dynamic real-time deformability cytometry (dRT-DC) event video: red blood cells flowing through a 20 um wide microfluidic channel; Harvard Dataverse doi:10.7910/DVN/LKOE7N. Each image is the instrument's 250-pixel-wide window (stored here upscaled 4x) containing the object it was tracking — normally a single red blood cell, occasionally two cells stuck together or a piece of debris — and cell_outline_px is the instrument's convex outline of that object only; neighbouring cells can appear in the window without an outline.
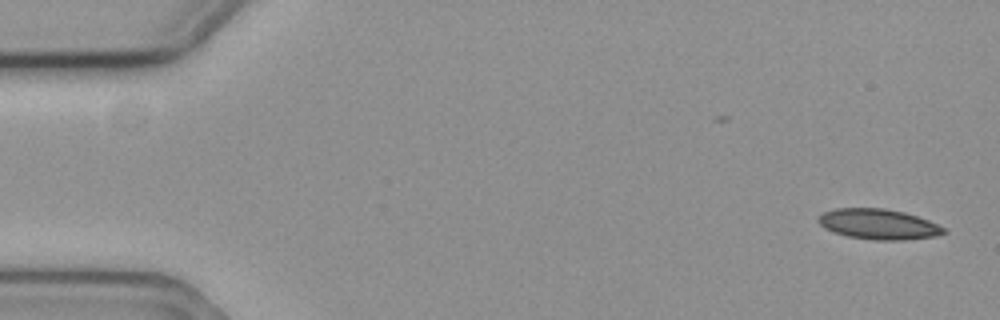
{"species": "common noctule bat (a hibernating species)", "species_latin": "Nyctalus noctula", "temperature_condition": "cold", "stored_images_in_passage": 56, "camera_frame_rate_fps": 3000, "um_per_image_px": 0.085, "animal": {"sex": "female", "body_mass_g": 19.3, "forearm_length_mm": 54.1}, "frame": {"image": 1, "passage_image": 1, "time_ms": 0.0, "image_size_px": [1000, 320], "cell_outline_px": [[948, 232], [936, 236], [904, 240], [872, 240], [848, 236], [832, 232], [824, 228], [816, 220], [824, 212], [836, 208], [884, 208], [904, 212], [928, 220], [944, 228]], "centroid_in_image_um": [74.66, 19.06], "position_along_channel_um": 10.3, "area_um2": 22.2}}
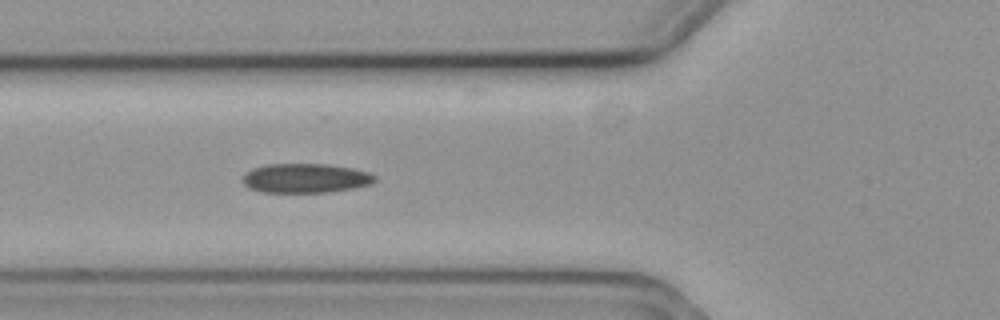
{"frame": {"image": 2, "passage_image": 20, "time_ms": 6.333, "image_size_px": [1000, 320], "cell_outline_px": [[376, 180], [372, 184], [352, 188], [328, 192], [260, 192], [248, 188], [240, 180], [252, 168], [268, 164], [324, 164], [352, 168], [368, 172], [376, 176]], "centroid_in_image_um": [25.95, 15.15], "position_along_channel_um": 99.8, "area_um2": 22.6}}
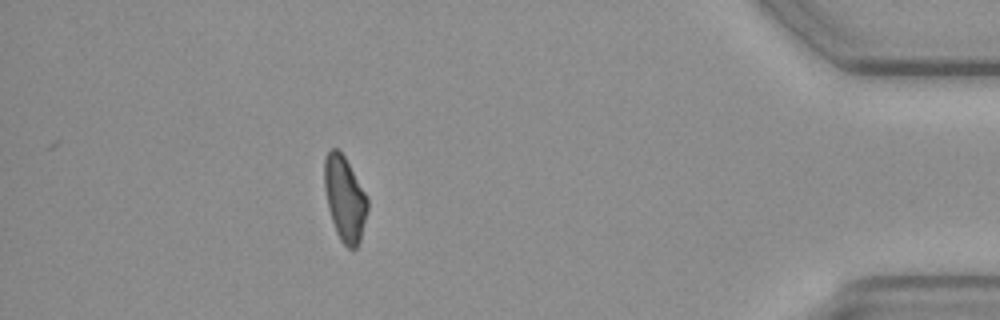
{"frame": {"image": 3, "passage_image": 50, "time_ms": 16.333, "image_size_px": [1000, 320], "cell_outline_px": [[368, 208], [360, 240], [356, 248], [348, 248], [340, 240], [336, 232], [328, 208], [324, 188], [324, 160], [328, 152], [332, 148], [336, 148], [344, 156], [364, 192], [368, 200]], "centroid_in_image_um": [29.28, 16.9], "position_along_channel_um": 405.9, "area_um2": 20.98}, "authors_computed_cell_mechanics": {"area_um2": 22.3975, "velocity_mm_per_s": 3.595, "shape_relaxation_time_tau1_ms": null, "shape_relaxation_time_tau2_ms": 10.2014, "deformation_change_tau1": null, "deformation_change_tau2": 0.1652}}